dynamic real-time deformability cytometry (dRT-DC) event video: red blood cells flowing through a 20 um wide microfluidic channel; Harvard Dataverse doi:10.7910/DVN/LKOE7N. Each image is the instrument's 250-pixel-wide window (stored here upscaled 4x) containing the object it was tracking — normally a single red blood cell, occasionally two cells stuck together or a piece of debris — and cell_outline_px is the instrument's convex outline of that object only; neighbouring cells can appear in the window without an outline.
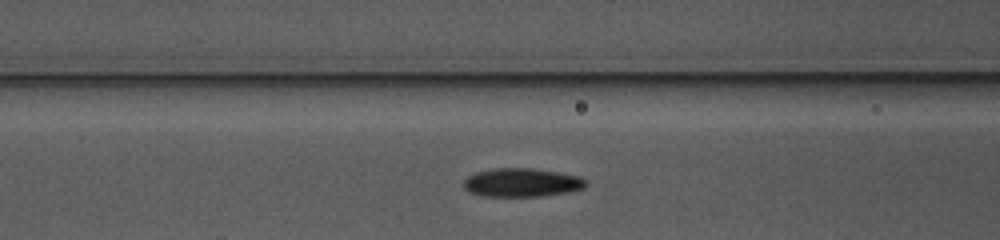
{"species": "common noctule bat (a hibernating species)", "species_latin": "Nyctalus noctula", "temperature_condition": "warm", "stored_images_in_passage": 26, "camera_frame_rate_fps": 3000, "um_per_image_px": 0.085, "animal": {"sex": "female", "body_mass_g": 10.0, "forearm_length_mm": 53.1}, "frame": {"image": 1, "passage_image": 6, "time_ms": 1.667, "image_size_px": [1000, 240], "cell_outline_px": [[588, 184], [584, 188], [568, 192], [540, 196], [484, 196], [468, 192], [464, 188], [464, 180], [468, 176], [476, 172], [496, 168], [532, 168], [580, 176], [588, 180]], "centroid_in_image_um": [44.37, 15.52], "position_along_channel_um": 122.2, "area_um2": 20.4}}
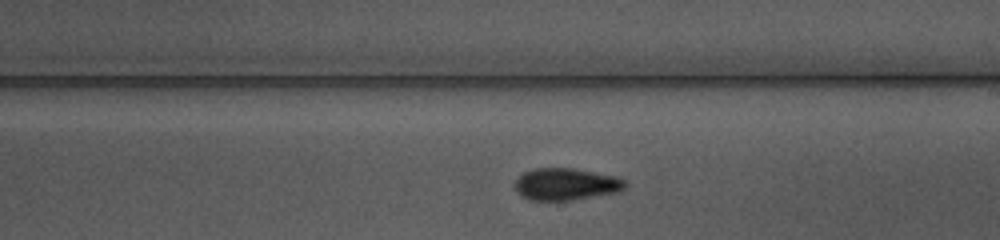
{"frame": {"image": 2, "passage_image": 15, "time_ms": 4.667, "image_size_px": [1000, 240], "cell_outline_px": [[628, 184], [620, 192], [572, 200], [532, 200], [520, 196], [516, 192], [512, 184], [524, 172], [532, 168], [572, 168], [620, 176]], "centroid_in_image_um": [48.12, 15.65], "position_along_channel_um": 240.9, "area_um2": 20.98}}
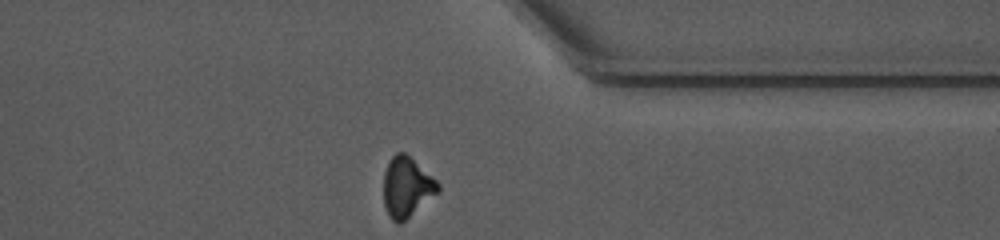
{"frame": {"image": 3, "passage_image": 26, "time_ms": 8.333, "image_size_px": [1000, 240], "cell_outline_px": [[440, 192], [400, 224], [392, 220], [388, 216], [384, 204], [384, 172], [392, 156], [396, 152], [404, 152], [432, 176], [440, 184]], "centroid_in_image_um": [34.58, 15.92], "position_along_channel_um": 376.8, "area_um2": 19.02}, "authors_computed_cell_mechanics": {"area_um2": 20.3456, "velocity_mm_per_s": 3.9514, "shape_relaxation_time_tau1_ms": 8.4237, "shape_relaxation_time_tau2_ms": 3.1091, "deformation_change_tau1": 0.2113, "deformation_change_tau2": 0.1006}}